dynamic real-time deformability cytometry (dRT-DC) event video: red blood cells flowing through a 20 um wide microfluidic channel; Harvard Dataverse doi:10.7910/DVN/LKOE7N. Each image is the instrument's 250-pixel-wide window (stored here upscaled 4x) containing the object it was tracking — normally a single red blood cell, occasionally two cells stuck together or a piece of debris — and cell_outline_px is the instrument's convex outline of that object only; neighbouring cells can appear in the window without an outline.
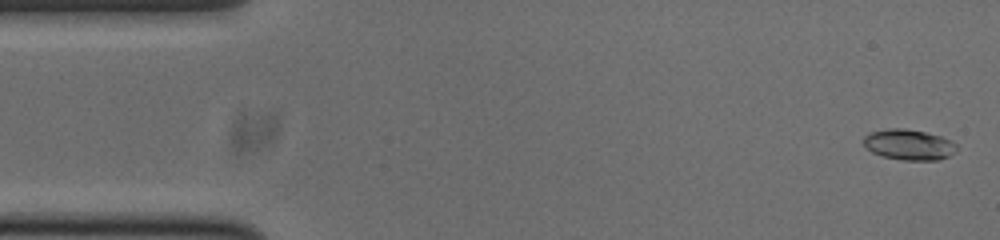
{"species": "common noctule bat (a hibernating species)", "species_latin": "Nyctalus noctula", "temperature_condition": "cold", "stored_images_in_passage": 53, "camera_frame_rate_fps": 3000, "um_per_image_px": 0.085, "animal": {"sex": "male", "body_mass_g": 20.0, "forearm_length_mm": 53.3}, "frame": {"image": 1, "passage_image": 2, "time_ms": 0.333, "image_size_px": [1000, 240], "cell_outline_px": [[956, 148], [948, 156], [940, 160], [900, 160], [880, 156], [872, 152], [864, 144], [864, 136], [872, 132], [888, 128], [904, 128], [924, 132], [940, 136], [956, 144]], "centroid_in_image_um": [77.22, 12.3], "position_along_channel_um": 7.8, "area_um2": 16.42}}
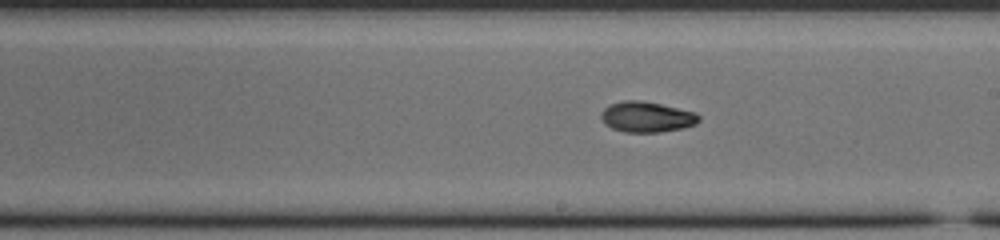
{"frame": {"image": 2, "passage_image": 29, "time_ms": 9.333, "image_size_px": [1000, 240], "cell_outline_px": [[700, 120], [696, 124], [684, 128], [660, 132], [624, 132], [612, 128], [604, 124], [600, 116], [600, 112], [608, 104], [624, 100], [640, 100], [660, 104], [696, 112], [700, 116]], "centroid_in_image_um": [54.95, 9.94], "position_along_channel_um": 234.0, "area_um2": 17.63}}
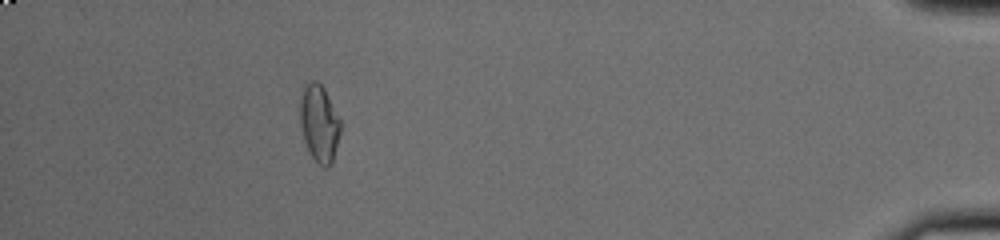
{"frame": {"image": 3, "passage_image": 48, "time_ms": 15.667, "image_size_px": [1000, 240], "cell_outline_px": [[340, 132], [332, 164], [328, 168], [324, 168], [308, 152], [304, 140], [300, 124], [300, 96], [304, 88], [312, 80], [316, 80], [324, 88], [340, 120]], "centroid_in_image_um": [27.13, 10.51], "position_along_channel_um": 408.1, "area_um2": 18.03}, "authors_computed_cell_mechanics": {"area_um2": 17.051, "velocity_mm_per_s": 3.7975, "shape_relaxation_time_tau1_ms": 5.3884, "shape_relaxation_time_tau2_ms": 4.0765, "deformation_change_tau1": 0.1829, "deformation_change_tau2": 0.0874}}